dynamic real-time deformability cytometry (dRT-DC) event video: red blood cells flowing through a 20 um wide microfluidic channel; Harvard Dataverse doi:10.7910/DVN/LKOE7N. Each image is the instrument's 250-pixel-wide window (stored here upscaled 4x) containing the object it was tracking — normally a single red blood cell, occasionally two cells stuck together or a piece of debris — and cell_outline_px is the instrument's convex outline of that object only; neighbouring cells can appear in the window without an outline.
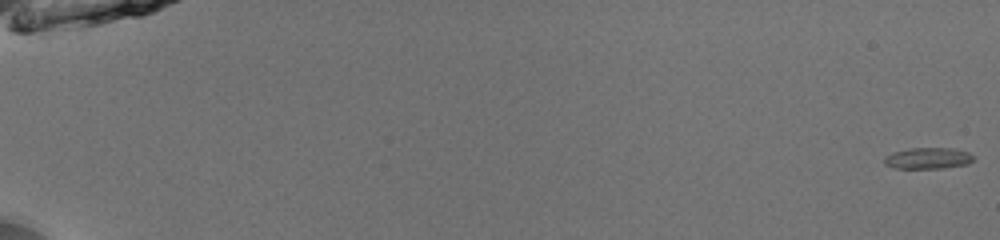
{"species": "common noctule bat (a hibernating species)", "species_latin": "Nyctalus noctula", "temperature_condition": "room temperature", "stored_images_in_passage": 53, "camera_frame_rate_fps": 3000, "um_per_image_px": 0.085, "animal": {"sex": "male", "body_mass_g": 13.0, "forearm_length_mm": 53.1}, "frame": {"image": 1, "passage_image": 1, "time_ms": 0.0, "image_size_px": [1000, 240], "cell_outline_px": [[976, 160], [968, 164], [944, 168], [892, 168], [884, 164], [884, 156], [892, 152], [912, 148], [956, 148], [968, 152], [976, 156]], "centroid_in_image_um": [78.92, 13.45], "position_along_channel_um": 6.1, "area_um2": 11.33}}
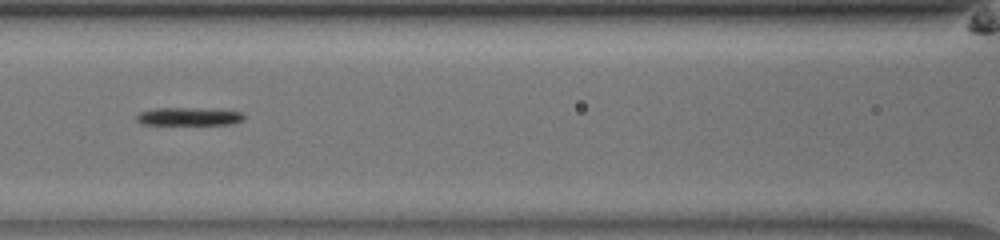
{"frame": {"image": 2, "passage_image": 27, "time_ms": 8.667, "image_size_px": [1000, 240], "cell_outline_px": [[244, 120], [232, 124], [140, 124], [136, 120], [136, 116], [140, 112], [152, 108], [216, 108], [240, 112], [244, 116]], "centroid_in_image_um": [16.06, 9.89], "position_along_channel_um": 150.5, "area_um2": 11.39}}
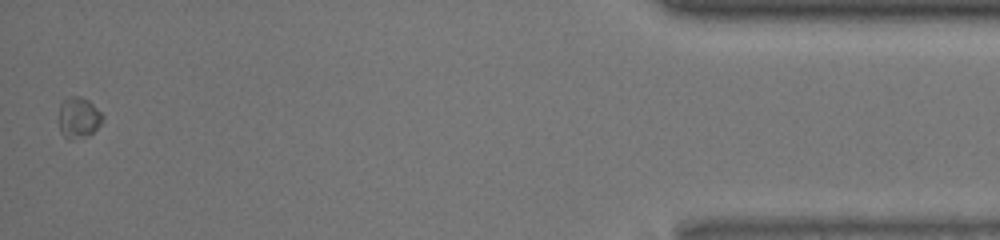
{"frame": {"image": 3, "passage_image": 53, "time_ms": 17.333, "image_size_px": [1000, 240], "cell_outline_px": [[104, 120], [92, 132], [84, 136], [68, 140], [60, 132], [60, 104], [64, 100], [72, 96], [80, 96], [88, 100], [104, 116]], "centroid_in_image_um": [6.68, 9.99], "position_along_channel_um": 428.5, "area_um2": 10.17}}